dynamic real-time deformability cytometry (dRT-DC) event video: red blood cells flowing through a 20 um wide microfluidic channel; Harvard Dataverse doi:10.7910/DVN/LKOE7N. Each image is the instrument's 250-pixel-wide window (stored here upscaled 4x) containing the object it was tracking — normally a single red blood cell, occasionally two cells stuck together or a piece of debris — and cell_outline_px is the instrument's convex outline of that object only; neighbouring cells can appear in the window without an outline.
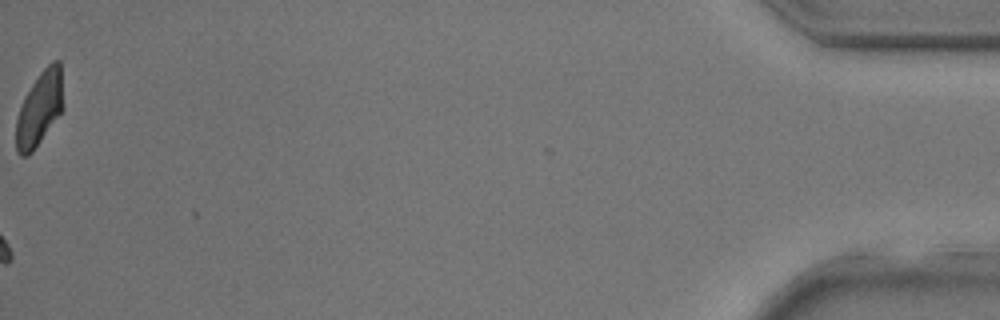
{"species": "common noctule bat (a hibernating species)", "species_latin": "Nyctalus noctula", "temperature_condition": "room temperature", "stored_images_in_passage": 30, "camera_frame_rate_fps": 3000, "um_per_image_px": 0.085, "animal": {"sex": "male", "body_mass_g": 17.9, "forearm_length_mm": 54.2}, "frame": {"image": 1, "passage_image": 30, "time_ms": 9.667, "image_size_px": [1000, 320], "cell_outline_px": [[60, 112], [32, 152], [28, 156], [20, 156], [16, 152], [16, 120], [20, 108], [32, 84], [40, 72], [52, 60], [60, 60]], "centroid_in_image_um": [3.29, 9.27], "position_along_channel_um": 431.9, "area_um2": 19.31}}